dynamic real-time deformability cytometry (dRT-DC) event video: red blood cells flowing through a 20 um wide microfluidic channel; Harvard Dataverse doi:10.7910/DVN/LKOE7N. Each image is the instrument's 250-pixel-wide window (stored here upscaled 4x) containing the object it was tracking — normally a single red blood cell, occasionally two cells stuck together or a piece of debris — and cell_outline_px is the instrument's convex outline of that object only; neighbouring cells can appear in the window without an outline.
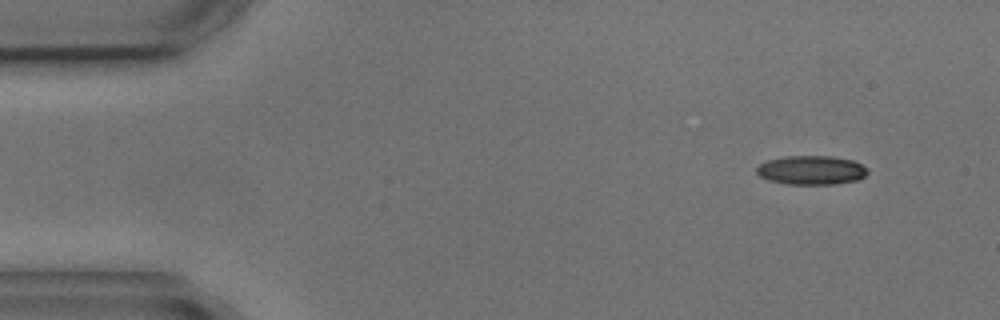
{"species": "common noctule bat (a hibernating species)", "species_latin": "Nyctalus noctula", "temperature_condition": "cold", "stored_images_in_passage": 4, "camera_frame_rate_fps": 3000, "um_per_image_px": 0.085, "animal": {"sex": "male", "body_mass_g": 17.9, "forearm_length_mm": 54.2}, "frame": {"image": 1, "passage_image": 1, "time_ms": 0.0, "image_size_px": [1000, 320], "cell_outline_px": [[868, 172], [864, 176], [856, 180], [832, 184], [788, 184], [768, 180], [760, 176], [756, 172], [756, 168], [760, 164], [768, 160], [784, 156], [832, 156], [852, 160], [868, 168]], "centroid_in_image_um": [68.95, 14.46], "position_along_channel_um": 16.1, "area_um2": 18.67}}